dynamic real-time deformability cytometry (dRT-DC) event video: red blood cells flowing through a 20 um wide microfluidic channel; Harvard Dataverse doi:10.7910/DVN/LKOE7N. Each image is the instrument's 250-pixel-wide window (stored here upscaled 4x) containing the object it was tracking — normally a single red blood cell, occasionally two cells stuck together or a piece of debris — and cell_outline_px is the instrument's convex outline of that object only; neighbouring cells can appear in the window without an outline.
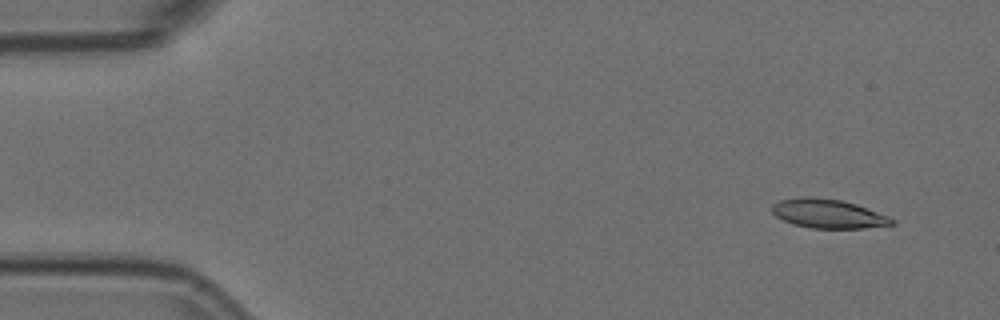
{"species": "Egyptian fruit bat (a non-hibernating species)", "species_latin": "Rousettus aegyptiacus", "temperature_condition": "room temperature", "stored_images_in_passage": 8, "camera_frame_rate_fps": 3000, "um_per_image_px": 0.085, "animal": {"sex": "female"}, "frame": {"image": 1, "passage_image": 1, "time_ms": 0.0, "image_size_px": [1000, 320], "cell_outline_px": [[896, 224], [864, 228], [812, 228], [792, 224], [776, 216], [772, 212], [772, 204], [780, 200], [800, 196], [812, 196], [840, 200], [856, 204], [888, 216], [896, 220]], "centroid_in_image_um": [70.38, 18.15], "position_along_channel_um": 14.6, "area_um2": 20.35}}
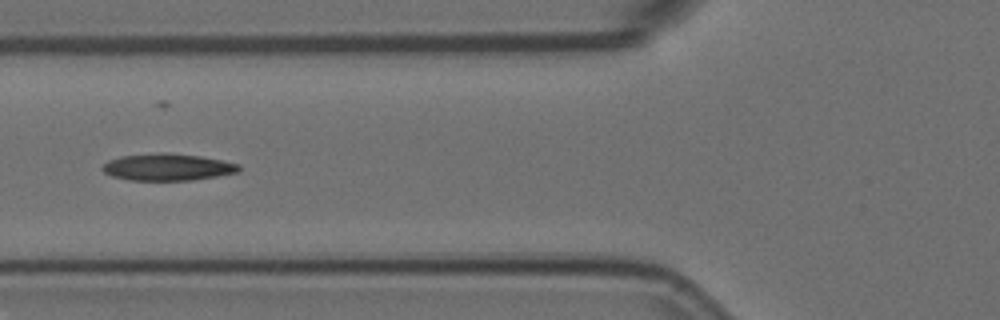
{"frame": {"image": 2, "passage_image": 6, "time_ms": 1.667, "image_size_px": [1000, 320], "cell_outline_px": [[240, 168], [236, 172], [216, 176], [192, 180], [128, 180], [112, 176], [104, 172], [100, 168], [108, 160], [120, 156], [160, 152], [164, 152], [200, 156], [240, 164]], "centroid_in_image_um": [14.19, 14.2], "position_along_channel_um": 111.6, "area_um2": 21.33}}
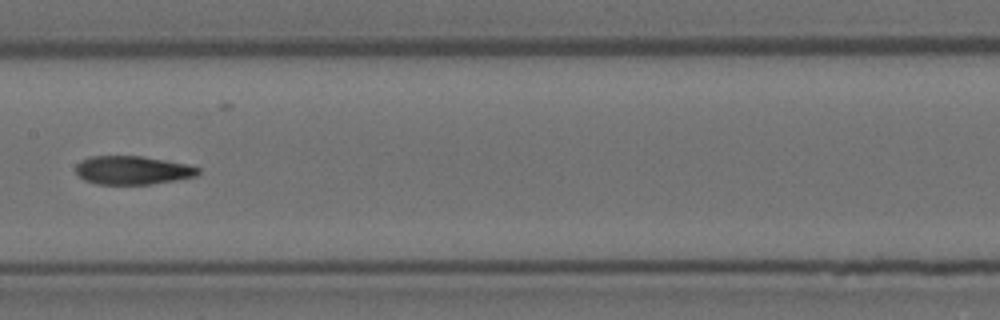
{"frame": {"image": 3, "passage_image": 8, "time_ms": 2.333, "image_size_px": [1000, 320], "cell_outline_px": [[200, 172], [196, 176], [176, 180], [152, 184], [96, 184], [84, 180], [76, 172], [76, 164], [80, 160], [88, 156], [140, 156], [188, 164], [200, 168]], "centroid_in_image_um": [11.26, 14.47], "position_along_channel_um": 196.1, "area_um2": 20.4}}